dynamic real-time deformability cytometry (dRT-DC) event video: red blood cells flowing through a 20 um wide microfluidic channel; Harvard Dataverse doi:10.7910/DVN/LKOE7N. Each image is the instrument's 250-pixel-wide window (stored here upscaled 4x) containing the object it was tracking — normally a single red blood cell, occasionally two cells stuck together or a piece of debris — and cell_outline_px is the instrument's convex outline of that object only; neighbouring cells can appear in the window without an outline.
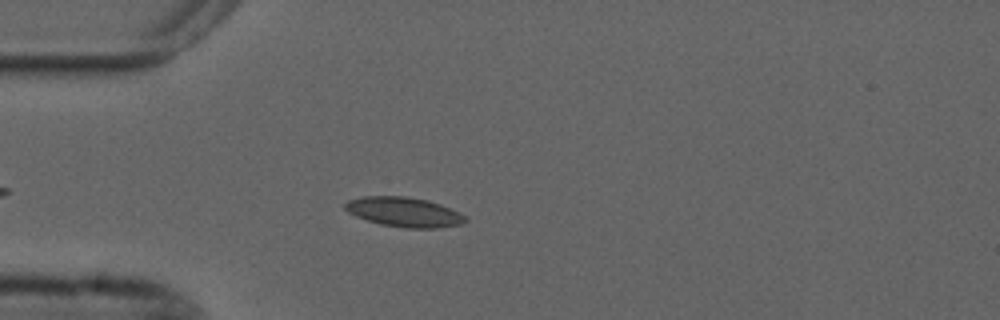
{"species": "common noctule bat (a hibernating species)", "species_latin": "Nyctalus noctula", "temperature_condition": "cold", "stored_images_in_passage": 45, "camera_frame_rate_fps": 3000, "um_per_image_px": 0.085, "animal": {"sex": "male", "forearm_length_mm": 52.5}, "frame": {"image": 1, "passage_image": 8, "time_ms": 2.333, "image_size_px": [1000, 320], "cell_outline_px": [[468, 220], [460, 224], [440, 228], [404, 228], [380, 224], [356, 216], [348, 212], [344, 208], [344, 204], [348, 200], [364, 196], [404, 196], [428, 200], [440, 204], [460, 212]], "centroid_in_image_um": [34.35, 18.02], "position_along_channel_um": 50.7, "area_um2": 20.81}}
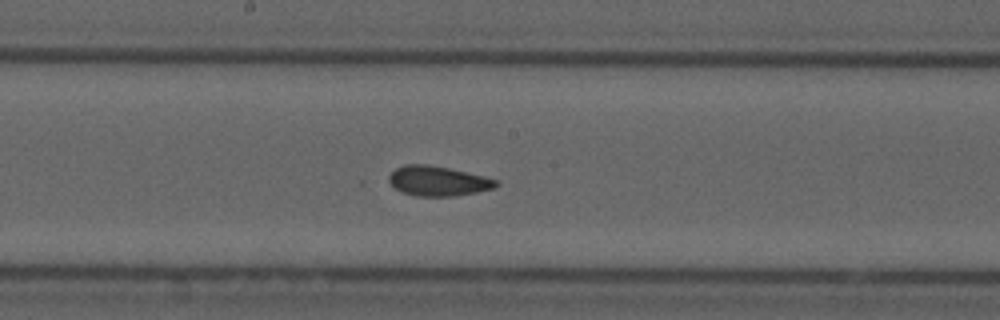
{"frame": {"image": 2, "passage_image": 22, "time_ms": 7.0, "image_size_px": [1000, 320], "cell_outline_px": [[500, 184], [496, 188], [456, 196], [416, 196], [400, 192], [388, 180], [388, 176], [396, 168], [404, 164], [428, 164], [448, 168], [484, 176], [500, 180]], "centroid_in_image_um": [37.26, 15.39], "position_along_channel_um": 210.9, "area_um2": 18.79}}
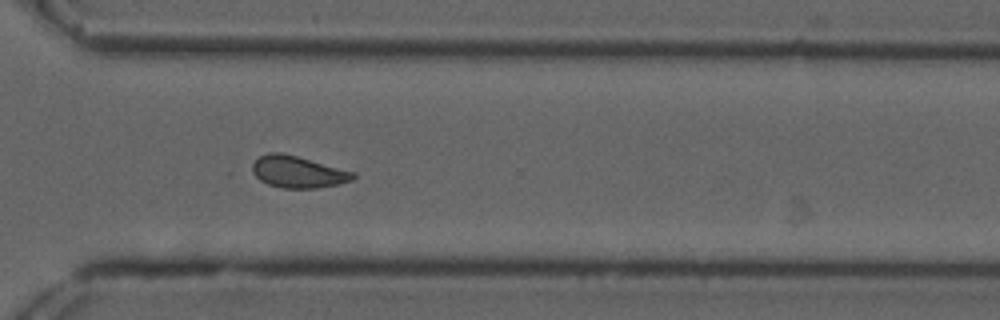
{"frame": {"image": 3, "passage_image": 33, "time_ms": 10.667, "image_size_px": [1000, 320], "cell_outline_px": [[356, 176], [352, 180], [336, 184], [316, 188], [280, 188], [268, 184], [260, 180], [252, 172], [252, 164], [260, 156], [268, 152], [280, 152], [296, 156], [356, 172]], "centroid_in_image_um": [25.31, 14.61], "position_along_channel_um": 345.3, "area_um2": 18.55}, "authors_computed_cell_mechanics": {"area_um2": 18.6116, "velocity_mm_per_s": 3.6676, "shape_relaxation_time_tau1_ms": null, "shape_relaxation_time_tau2_ms": 1.817, "deformation_change_tau1": null, "deformation_change_tau2": 0.0578}}